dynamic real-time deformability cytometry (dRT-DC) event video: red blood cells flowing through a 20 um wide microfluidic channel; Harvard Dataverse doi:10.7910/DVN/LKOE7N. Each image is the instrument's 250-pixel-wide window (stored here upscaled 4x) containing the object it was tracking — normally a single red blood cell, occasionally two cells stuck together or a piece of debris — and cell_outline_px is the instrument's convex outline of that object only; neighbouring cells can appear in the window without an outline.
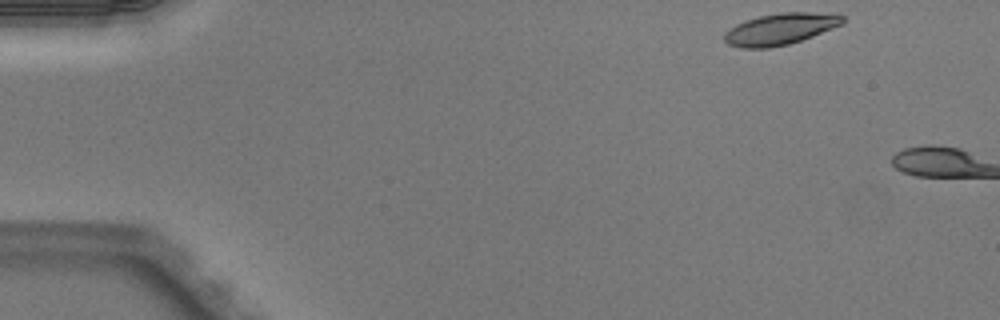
{"species": "Egyptian fruit bat (a non-hibernating species)", "species_latin": "Rousettus aegyptiacus", "temperature_condition": "warm", "stored_images_in_passage": 3, "camera_frame_rate_fps": 3000, "um_per_image_px": 0.085, "animal": {"sex": "male"}, "frame": {"image": 1, "passage_image": 1, "time_ms": 0.0, "image_size_px": [1000, 320], "cell_outline_px": [[844, 24], [812, 36], [788, 44], [768, 48], [740, 48], [728, 44], [724, 40], [724, 32], [736, 24], [760, 16], [780, 12], [840, 12], [844, 16]], "centroid_in_image_um": [66.39, 2.45], "position_along_channel_um": 18.6, "area_um2": 21.91}}